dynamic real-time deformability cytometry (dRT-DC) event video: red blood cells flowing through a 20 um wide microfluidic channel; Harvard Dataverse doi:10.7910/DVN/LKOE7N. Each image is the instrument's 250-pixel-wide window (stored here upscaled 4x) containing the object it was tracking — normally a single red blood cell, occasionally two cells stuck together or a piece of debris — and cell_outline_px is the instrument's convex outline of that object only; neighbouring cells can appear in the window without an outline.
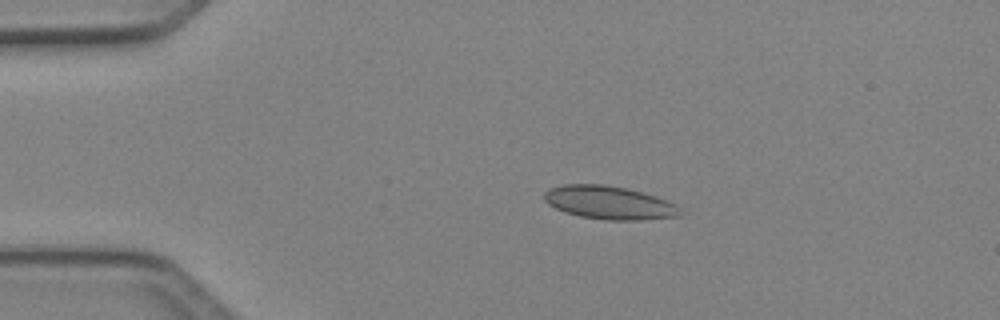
{"species": "Egyptian fruit bat (a non-hibernating species)", "species_latin": "Rousettus aegyptiacus", "temperature_condition": "cold", "stored_images_in_passage": 3, "camera_frame_rate_fps": 3000, "um_per_image_px": 0.085, "animal": {"sex": "female"}, "frame": {"image": 1, "passage_image": 2, "time_ms": 0.333, "image_size_px": [1000, 320], "cell_outline_px": [[684, 212], [680, 216], [640, 220], [608, 220], [580, 216], [564, 212], [548, 204], [544, 200], [544, 192], [548, 188], [564, 184], [604, 184], [628, 188], [656, 196], [676, 204]], "centroid_in_image_um": [51.79, 17.22], "position_along_channel_um": 33.2, "area_um2": 26.59}}